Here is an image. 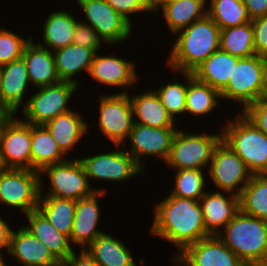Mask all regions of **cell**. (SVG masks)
Masks as SVG:
<instances>
[{"label": "cell", "mask_w": 267, "mask_h": 266, "mask_svg": "<svg viewBox=\"0 0 267 266\" xmlns=\"http://www.w3.org/2000/svg\"><path fill=\"white\" fill-rule=\"evenodd\" d=\"M151 234L177 246V256L187 246L211 236L205 228L199 201L167 196L155 206Z\"/></svg>", "instance_id": "obj_1"}, {"label": "cell", "mask_w": 267, "mask_h": 266, "mask_svg": "<svg viewBox=\"0 0 267 266\" xmlns=\"http://www.w3.org/2000/svg\"><path fill=\"white\" fill-rule=\"evenodd\" d=\"M219 26L206 14L178 33L167 65L174 72H193L212 53L220 49Z\"/></svg>", "instance_id": "obj_2"}, {"label": "cell", "mask_w": 267, "mask_h": 266, "mask_svg": "<svg viewBox=\"0 0 267 266\" xmlns=\"http://www.w3.org/2000/svg\"><path fill=\"white\" fill-rule=\"evenodd\" d=\"M220 232L218 238L246 266H267V221L239 211Z\"/></svg>", "instance_id": "obj_3"}, {"label": "cell", "mask_w": 267, "mask_h": 266, "mask_svg": "<svg viewBox=\"0 0 267 266\" xmlns=\"http://www.w3.org/2000/svg\"><path fill=\"white\" fill-rule=\"evenodd\" d=\"M222 140L243 160L253 174L267 173V136L243 113L221 130Z\"/></svg>", "instance_id": "obj_4"}, {"label": "cell", "mask_w": 267, "mask_h": 266, "mask_svg": "<svg viewBox=\"0 0 267 266\" xmlns=\"http://www.w3.org/2000/svg\"><path fill=\"white\" fill-rule=\"evenodd\" d=\"M220 96L238 102L243 109L267 97V58L257 54L240 58Z\"/></svg>", "instance_id": "obj_5"}, {"label": "cell", "mask_w": 267, "mask_h": 266, "mask_svg": "<svg viewBox=\"0 0 267 266\" xmlns=\"http://www.w3.org/2000/svg\"><path fill=\"white\" fill-rule=\"evenodd\" d=\"M40 196L66 198L74 201L92 195L95 191L107 192L105 188H92L82 162L78 159L45 166L40 172ZM50 181L48 193L44 192L42 174Z\"/></svg>", "instance_id": "obj_6"}, {"label": "cell", "mask_w": 267, "mask_h": 266, "mask_svg": "<svg viewBox=\"0 0 267 266\" xmlns=\"http://www.w3.org/2000/svg\"><path fill=\"white\" fill-rule=\"evenodd\" d=\"M222 139L219 134H196L177 130L165 163L175 170L200 169L210 166L213 151ZM209 164V165H208Z\"/></svg>", "instance_id": "obj_7"}, {"label": "cell", "mask_w": 267, "mask_h": 266, "mask_svg": "<svg viewBox=\"0 0 267 266\" xmlns=\"http://www.w3.org/2000/svg\"><path fill=\"white\" fill-rule=\"evenodd\" d=\"M36 89L38 91L26 100L22 108L26 120H21L30 125H45L58 115L71 111L67 104L79 88L72 82L61 81Z\"/></svg>", "instance_id": "obj_8"}, {"label": "cell", "mask_w": 267, "mask_h": 266, "mask_svg": "<svg viewBox=\"0 0 267 266\" xmlns=\"http://www.w3.org/2000/svg\"><path fill=\"white\" fill-rule=\"evenodd\" d=\"M40 197V173L36 170L2 168L0 203L20 208L24 215L36 210Z\"/></svg>", "instance_id": "obj_9"}, {"label": "cell", "mask_w": 267, "mask_h": 266, "mask_svg": "<svg viewBox=\"0 0 267 266\" xmlns=\"http://www.w3.org/2000/svg\"><path fill=\"white\" fill-rule=\"evenodd\" d=\"M128 94L125 89L114 95L99 96L98 127L114 147L125 145V139H128L134 124L135 118Z\"/></svg>", "instance_id": "obj_10"}, {"label": "cell", "mask_w": 267, "mask_h": 266, "mask_svg": "<svg viewBox=\"0 0 267 266\" xmlns=\"http://www.w3.org/2000/svg\"><path fill=\"white\" fill-rule=\"evenodd\" d=\"M208 168V174L220 192L222 190L238 197L253 175L243 160L222 139L213 151Z\"/></svg>", "instance_id": "obj_11"}, {"label": "cell", "mask_w": 267, "mask_h": 266, "mask_svg": "<svg viewBox=\"0 0 267 266\" xmlns=\"http://www.w3.org/2000/svg\"><path fill=\"white\" fill-rule=\"evenodd\" d=\"M0 162L3 168L31 170V125L14 115L0 128Z\"/></svg>", "instance_id": "obj_12"}, {"label": "cell", "mask_w": 267, "mask_h": 266, "mask_svg": "<svg viewBox=\"0 0 267 266\" xmlns=\"http://www.w3.org/2000/svg\"><path fill=\"white\" fill-rule=\"evenodd\" d=\"M78 6L90 25L102 39L113 46L123 43L130 37L132 27L126 19L116 12L105 0H77Z\"/></svg>", "instance_id": "obj_13"}, {"label": "cell", "mask_w": 267, "mask_h": 266, "mask_svg": "<svg viewBox=\"0 0 267 266\" xmlns=\"http://www.w3.org/2000/svg\"><path fill=\"white\" fill-rule=\"evenodd\" d=\"M116 150L79 159L88 179H99L113 182L128 181L143 172L133 157L126 150Z\"/></svg>", "instance_id": "obj_14"}, {"label": "cell", "mask_w": 267, "mask_h": 266, "mask_svg": "<svg viewBox=\"0 0 267 266\" xmlns=\"http://www.w3.org/2000/svg\"><path fill=\"white\" fill-rule=\"evenodd\" d=\"M178 129L175 127L154 128L134 123L127 140H130L131 149L125 150L133 157L137 165L143 170L146 168L141 162L145 156H156L165 162L168 159L173 137Z\"/></svg>", "instance_id": "obj_15"}, {"label": "cell", "mask_w": 267, "mask_h": 266, "mask_svg": "<svg viewBox=\"0 0 267 266\" xmlns=\"http://www.w3.org/2000/svg\"><path fill=\"white\" fill-rule=\"evenodd\" d=\"M173 259L181 266H246L217 235L187 246Z\"/></svg>", "instance_id": "obj_16"}, {"label": "cell", "mask_w": 267, "mask_h": 266, "mask_svg": "<svg viewBox=\"0 0 267 266\" xmlns=\"http://www.w3.org/2000/svg\"><path fill=\"white\" fill-rule=\"evenodd\" d=\"M0 85V110L15 116L24 103L27 85H31L22 57L1 66Z\"/></svg>", "instance_id": "obj_17"}, {"label": "cell", "mask_w": 267, "mask_h": 266, "mask_svg": "<svg viewBox=\"0 0 267 266\" xmlns=\"http://www.w3.org/2000/svg\"><path fill=\"white\" fill-rule=\"evenodd\" d=\"M107 192L95 191L92 195L76 201L73 227L70 234L71 245H79L85 249L96 237L104 233L97 226L100 220L98 197H103Z\"/></svg>", "instance_id": "obj_18"}, {"label": "cell", "mask_w": 267, "mask_h": 266, "mask_svg": "<svg viewBox=\"0 0 267 266\" xmlns=\"http://www.w3.org/2000/svg\"><path fill=\"white\" fill-rule=\"evenodd\" d=\"M135 62L114 56H101L98 52L93 58L89 75L98 83L123 87L128 89L135 86L139 78L135 70Z\"/></svg>", "instance_id": "obj_19"}, {"label": "cell", "mask_w": 267, "mask_h": 266, "mask_svg": "<svg viewBox=\"0 0 267 266\" xmlns=\"http://www.w3.org/2000/svg\"><path fill=\"white\" fill-rule=\"evenodd\" d=\"M8 254L23 266H61L49 249L24 226L12 230Z\"/></svg>", "instance_id": "obj_20"}, {"label": "cell", "mask_w": 267, "mask_h": 266, "mask_svg": "<svg viewBox=\"0 0 267 266\" xmlns=\"http://www.w3.org/2000/svg\"><path fill=\"white\" fill-rule=\"evenodd\" d=\"M206 231L210 235H218L221 227L240 211L239 197L228 192V197L222 192H206L199 200Z\"/></svg>", "instance_id": "obj_21"}, {"label": "cell", "mask_w": 267, "mask_h": 266, "mask_svg": "<svg viewBox=\"0 0 267 266\" xmlns=\"http://www.w3.org/2000/svg\"><path fill=\"white\" fill-rule=\"evenodd\" d=\"M22 58L26 62L30 84L34 87L40 88L61 82L52 50L34 43L33 38L24 48Z\"/></svg>", "instance_id": "obj_22"}, {"label": "cell", "mask_w": 267, "mask_h": 266, "mask_svg": "<svg viewBox=\"0 0 267 266\" xmlns=\"http://www.w3.org/2000/svg\"><path fill=\"white\" fill-rule=\"evenodd\" d=\"M24 216L28 221L24 227L42 241L61 264L75 251L69 237L59 232L38 209Z\"/></svg>", "instance_id": "obj_23"}, {"label": "cell", "mask_w": 267, "mask_h": 266, "mask_svg": "<svg viewBox=\"0 0 267 266\" xmlns=\"http://www.w3.org/2000/svg\"><path fill=\"white\" fill-rule=\"evenodd\" d=\"M240 58L221 49L212 53L194 71L193 75L219 93H221L232 77V72Z\"/></svg>", "instance_id": "obj_24"}, {"label": "cell", "mask_w": 267, "mask_h": 266, "mask_svg": "<svg viewBox=\"0 0 267 266\" xmlns=\"http://www.w3.org/2000/svg\"><path fill=\"white\" fill-rule=\"evenodd\" d=\"M133 116L137 117L134 123L154 128L175 127V120L162 104L154 90L130 97Z\"/></svg>", "instance_id": "obj_25"}, {"label": "cell", "mask_w": 267, "mask_h": 266, "mask_svg": "<svg viewBox=\"0 0 267 266\" xmlns=\"http://www.w3.org/2000/svg\"><path fill=\"white\" fill-rule=\"evenodd\" d=\"M95 52L92 49L74 43L53 51L56 70L61 81L72 82L79 86L74 79L81 71L90 72Z\"/></svg>", "instance_id": "obj_26"}, {"label": "cell", "mask_w": 267, "mask_h": 266, "mask_svg": "<svg viewBox=\"0 0 267 266\" xmlns=\"http://www.w3.org/2000/svg\"><path fill=\"white\" fill-rule=\"evenodd\" d=\"M85 250L99 266H137L130 249L112 234H100Z\"/></svg>", "instance_id": "obj_27"}, {"label": "cell", "mask_w": 267, "mask_h": 266, "mask_svg": "<svg viewBox=\"0 0 267 266\" xmlns=\"http://www.w3.org/2000/svg\"><path fill=\"white\" fill-rule=\"evenodd\" d=\"M74 110L58 115L45 124L61 151L66 155L87 133L88 124Z\"/></svg>", "instance_id": "obj_28"}, {"label": "cell", "mask_w": 267, "mask_h": 266, "mask_svg": "<svg viewBox=\"0 0 267 266\" xmlns=\"http://www.w3.org/2000/svg\"><path fill=\"white\" fill-rule=\"evenodd\" d=\"M65 157L45 125H31V170L40 172L45 166L68 160Z\"/></svg>", "instance_id": "obj_29"}, {"label": "cell", "mask_w": 267, "mask_h": 266, "mask_svg": "<svg viewBox=\"0 0 267 266\" xmlns=\"http://www.w3.org/2000/svg\"><path fill=\"white\" fill-rule=\"evenodd\" d=\"M76 16L71 15L68 11L57 10L49 14L43 26V43L38 45L48 48L49 50L66 47L72 44L76 23Z\"/></svg>", "instance_id": "obj_30"}, {"label": "cell", "mask_w": 267, "mask_h": 266, "mask_svg": "<svg viewBox=\"0 0 267 266\" xmlns=\"http://www.w3.org/2000/svg\"><path fill=\"white\" fill-rule=\"evenodd\" d=\"M207 0H179L166 3L161 9L171 33L176 34L207 14ZM206 4V5H205Z\"/></svg>", "instance_id": "obj_31"}, {"label": "cell", "mask_w": 267, "mask_h": 266, "mask_svg": "<svg viewBox=\"0 0 267 266\" xmlns=\"http://www.w3.org/2000/svg\"><path fill=\"white\" fill-rule=\"evenodd\" d=\"M220 98L216 89L199 81L193 72H187L186 114L199 117L211 113Z\"/></svg>", "instance_id": "obj_32"}, {"label": "cell", "mask_w": 267, "mask_h": 266, "mask_svg": "<svg viewBox=\"0 0 267 266\" xmlns=\"http://www.w3.org/2000/svg\"><path fill=\"white\" fill-rule=\"evenodd\" d=\"M37 209L59 232L70 238L76 201L66 198L40 196Z\"/></svg>", "instance_id": "obj_33"}, {"label": "cell", "mask_w": 267, "mask_h": 266, "mask_svg": "<svg viewBox=\"0 0 267 266\" xmlns=\"http://www.w3.org/2000/svg\"><path fill=\"white\" fill-rule=\"evenodd\" d=\"M240 211L267 221V173L252 175L239 196Z\"/></svg>", "instance_id": "obj_34"}, {"label": "cell", "mask_w": 267, "mask_h": 266, "mask_svg": "<svg viewBox=\"0 0 267 266\" xmlns=\"http://www.w3.org/2000/svg\"><path fill=\"white\" fill-rule=\"evenodd\" d=\"M207 15L220 29L235 27L251 22L247 7L241 0H209Z\"/></svg>", "instance_id": "obj_35"}, {"label": "cell", "mask_w": 267, "mask_h": 266, "mask_svg": "<svg viewBox=\"0 0 267 266\" xmlns=\"http://www.w3.org/2000/svg\"><path fill=\"white\" fill-rule=\"evenodd\" d=\"M220 49L239 58L255 55L251 22L221 29Z\"/></svg>", "instance_id": "obj_36"}, {"label": "cell", "mask_w": 267, "mask_h": 266, "mask_svg": "<svg viewBox=\"0 0 267 266\" xmlns=\"http://www.w3.org/2000/svg\"><path fill=\"white\" fill-rule=\"evenodd\" d=\"M175 186L169 196L180 198H191L199 201L207 192L205 188L206 179L203 170L181 169L175 175Z\"/></svg>", "instance_id": "obj_37"}, {"label": "cell", "mask_w": 267, "mask_h": 266, "mask_svg": "<svg viewBox=\"0 0 267 266\" xmlns=\"http://www.w3.org/2000/svg\"><path fill=\"white\" fill-rule=\"evenodd\" d=\"M185 77V82H172L163 84L161 88L154 89L162 104L165 106L171 117L176 120V115L184 114L186 111V93H187V72H180Z\"/></svg>", "instance_id": "obj_38"}, {"label": "cell", "mask_w": 267, "mask_h": 266, "mask_svg": "<svg viewBox=\"0 0 267 266\" xmlns=\"http://www.w3.org/2000/svg\"><path fill=\"white\" fill-rule=\"evenodd\" d=\"M0 28V66L22 57L24 48L32 37L24 39L13 31Z\"/></svg>", "instance_id": "obj_39"}, {"label": "cell", "mask_w": 267, "mask_h": 266, "mask_svg": "<svg viewBox=\"0 0 267 266\" xmlns=\"http://www.w3.org/2000/svg\"><path fill=\"white\" fill-rule=\"evenodd\" d=\"M101 41L98 33L90 25L82 21L76 23L72 43L92 49L97 53L100 50Z\"/></svg>", "instance_id": "obj_40"}, {"label": "cell", "mask_w": 267, "mask_h": 266, "mask_svg": "<svg viewBox=\"0 0 267 266\" xmlns=\"http://www.w3.org/2000/svg\"><path fill=\"white\" fill-rule=\"evenodd\" d=\"M241 112L267 136V97L248 105Z\"/></svg>", "instance_id": "obj_41"}, {"label": "cell", "mask_w": 267, "mask_h": 266, "mask_svg": "<svg viewBox=\"0 0 267 266\" xmlns=\"http://www.w3.org/2000/svg\"><path fill=\"white\" fill-rule=\"evenodd\" d=\"M253 27L254 52L267 58V15L251 21Z\"/></svg>", "instance_id": "obj_42"}, {"label": "cell", "mask_w": 267, "mask_h": 266, "mask_svg": "<svg viewBox=\"0 0 267 266\" xmlns=\"http://www.w3.org/2000/svg\"><path fill=\"white\" fill-rule=\"evenodd\" d=\"M112 8L118 12L124 19H126L131 25L132 21L130 14L147 13L151 12L141 0H105Z\"/></svg>", "instance_id": "obj_43"}, {"label": "cell", "mask_w": 267, "mask_h": 266, "mask_svg": "<svg viewBox=\"0 0 267 266\" xmlns=\"http://www.w3.org/2000/svg\"><path fill=\"white\" fill-rule=\"evenodd\" d=\"M78 252L79 255L74 251L61 266H99L85 249Z\"/></svg>", "instance_id": "obj_44"}, {"label": "cell", "mask_w": 267, "mask_h": 266, "mask_svg": "<svg viewBox=\"0 0 267 266\" xmlns=\"http://www.w3.org/2000/svg\"><path fill=\"white\" fill-rule=\"evenodd\" d=\"M247 7L250 18L256 19L267 15V0H241Z\"/></svg>", "instance_id": "obj_45"}, {"label": "cell", "mask_w": 267, "mask_h": 266, "mask_svg": "<svg viewBox=\"0 0 267 266\" xmlns=\"http://www.w3.org/2000/svg\"><path fill=\"white\" fill-rule=\"evenodd\" d=\"M12 230L13 229L7 224L6 219L4 220L0 216V257H3V248L4 250L6 249L8 254Z\"/></svg>", "instance_id": "obj_46"}, {"label": "cell", "mask_w": 267, "mask_h": 266, "mask_svg": "<svg viewBox=\"0 0 267 266\" xmlns=\"http://www.w3.org/2000/svg\"><path fill=\"white\" fill-rule=\"evenodd\" d=\"M144 5L152 12H154L162 3V0H141Z\"/></svg>", "instance_id": "obj_47"}, {"label": "cell", "mask_w": 267, "mask_h": 266, "mask_svg": "<svg viewBox=\"0 0 267 266\" xmlns=\"http://www.w3.org/2000/svg\"><path fill=\"white\" fill-rule=\"evenodd\" d=\"M10 116L9 113L0 110V128L4 121Z\"/></svg>", "instance_id": "obj_48"}, {"label": "cell", "mask_w": 267, "mask_h": 266, "mask_svg": "<svg viewBox=\"0 0 267 266\" xmlns=\"http://www.w3.org/2000/svg\"><path fill=\"white\" fill-rule=\"evenodd\" d=\"M179 0H162V3H161V5L154 11V12H156V11H158L159 10V12H160V8L164 5V4H166V3H172V2H178Z\"/></svg>", "instance_id": "obj_49"}, {"label": "cell", "mask_w": 267, "mask_h": 266, "mask_svg": "<svg viewBox=\"0 0 267 266\" xmlns=\"http://www.w3.org/2000/svg\"><path fill=\"white\" fill-rule=\"evenodd\" d=\"M4 262V257H0V266H7Z\"/></svg>", "instance_id": "obj_50"}, {"label": "cell", "mask_w": 267, "mask_h": 266, "mask_svg": "<svg viewBox=\"0 0 267 266\" xmlns=\"http://www.w3.org/2000/svg\"><path fill=\"white\" fill-rule=\"evenodd\" d=\"M0 81H1V66H0ZM0 90H1V85H0Z\"/></svg>", "instance_id": "obj_51"}]
</instances>
